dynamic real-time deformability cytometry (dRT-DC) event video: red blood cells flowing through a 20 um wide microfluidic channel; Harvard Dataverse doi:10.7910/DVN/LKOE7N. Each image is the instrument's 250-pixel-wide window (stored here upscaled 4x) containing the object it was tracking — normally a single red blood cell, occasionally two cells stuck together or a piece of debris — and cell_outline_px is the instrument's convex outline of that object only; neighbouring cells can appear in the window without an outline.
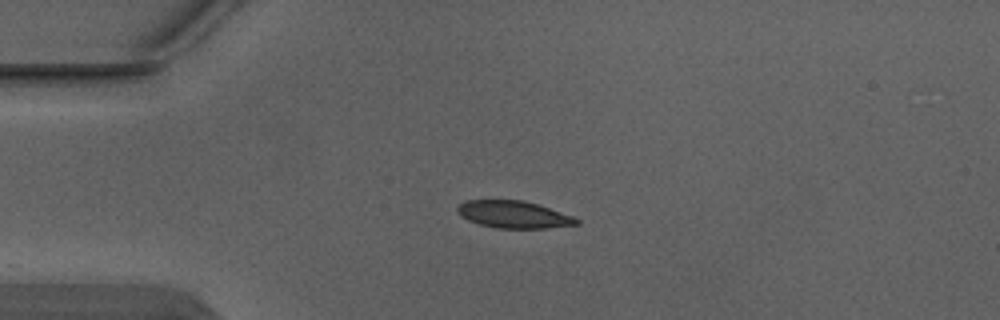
{"species": "Egyptian fruit bat (a non-hibernating species)", "species_latin": "Rousettus aegyptiacus", "temperature_condition": "warm", "stored_images_in_passage": 3, "camera_frame_rate_fps": 3000, "um_per_image_px": 0.085, "animal": {"sex": "male"}, "frame": {"image": 1, "passage_image": 1, "time_ms": 0.0, "image_size_px": [1000, 320], "cell_outline_px": [[580, 224], [548, 228], [496, 228], [476, 224], [460, 216], [456, 212], [456, 208], [464, 200], [524, 200], [572, 216], [580, 220]], "centroid_in_image_um": [43.61, 18.24], "position_along_channel_um": 41.4, "area_um2": 18.96}}
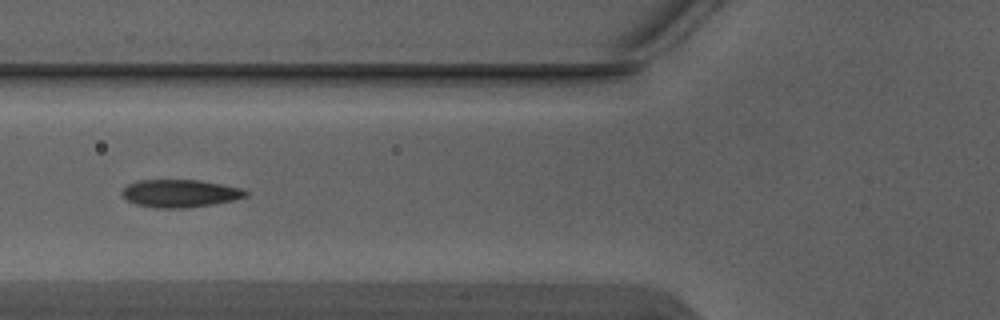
{"frame": {"image": 2, "passage_image": 3, "time_ms": 0.667, "image_size_px": [1000, 320], "cell_outline_px": [[248, 196], [232, 200], [212, 204], [188, 208], [156, 208], [136, 204], [128, 200], [120, 192], [128, 184], [136, 180], [200, 180], [240, 188], [248, 192]], "centroid_in_image_um": [15.28, 16.44], "position_along_channel_um": 110.5, "area_um2": 19.88}}